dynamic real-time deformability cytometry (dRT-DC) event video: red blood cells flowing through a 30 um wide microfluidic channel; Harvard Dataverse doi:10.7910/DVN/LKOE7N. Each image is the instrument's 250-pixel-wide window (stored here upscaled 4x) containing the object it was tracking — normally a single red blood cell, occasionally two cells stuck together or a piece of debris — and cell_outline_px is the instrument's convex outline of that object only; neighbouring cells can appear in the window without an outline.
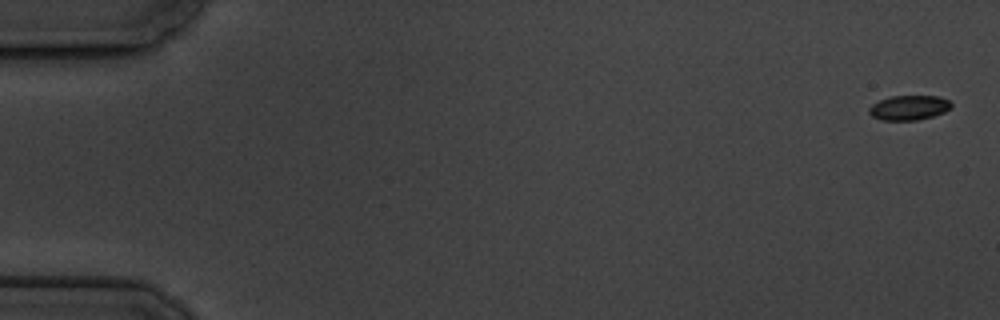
{"species": "common noctule bat (a hibernating species)", "species_latin": "Nyctalus noctula", "temperature_condition": "cold", "stored_images_in_passage": 5, "camera_frame_rate_fps": 3000, "um_per_image_px": 0.085, "animal": {"sex": "male", "body_mass_g": 19.5, "forearm_length_mm": 54.6}, "frame": {"image": 1, "passage_image": 1, "time_ms": 0.0, "image_size_px": [1000, 320], "cell_outline_px": [[952, 108], [944, 112], [932, 116], [916, 120], [880, 120], [872, 116], [868, 112], [868, 108], [872, 104], [880, 100], [892, 96], [940, 96], [948, 100], [952, 104]], "centroid_in_image_um": [77.26, 9.15], "position_along_channel_um": 7.7, "area_um2": 11.85}}
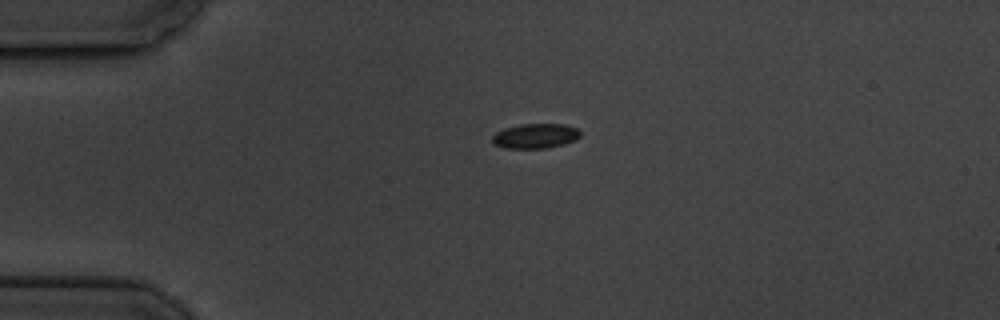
{"frame": {"image": 2, "passage_image": 4, "time_ms": 4.333, "image_size_px": [1000, 320], "cell_outline_px": [[580, 136], [576, 140], [564, 144], [548, 148], [504, 148], [492, 144], [492, 136], [496, 132], [504, 128], [520, 124], [564, 124], [576, 128], [580, 132]], "centroid_in_image_um": [45.49, 11.56], "position_along_channel_um": 39.5, "area_um2": 12.83}}